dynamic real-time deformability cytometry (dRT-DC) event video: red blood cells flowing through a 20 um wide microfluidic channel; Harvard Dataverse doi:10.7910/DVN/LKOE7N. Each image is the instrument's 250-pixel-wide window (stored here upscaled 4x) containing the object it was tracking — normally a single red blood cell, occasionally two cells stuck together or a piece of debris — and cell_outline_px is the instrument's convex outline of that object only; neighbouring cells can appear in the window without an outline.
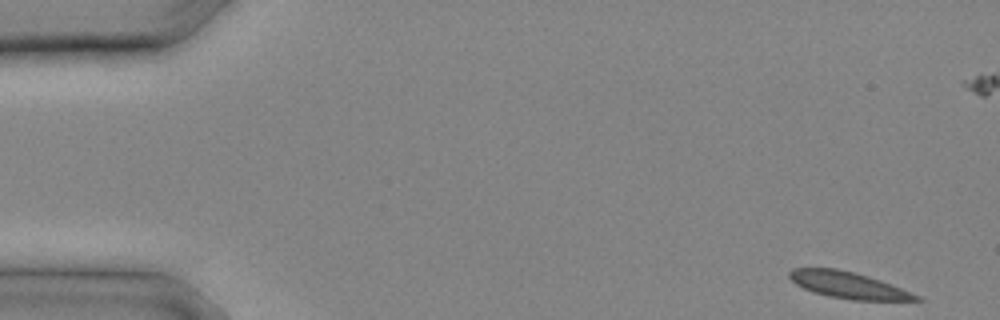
{"species": "common noctule bat (a hibernating species)", "species_latin": "Nyctalus noctula", "temperature_condition": "cold", "stored_images_in_passage": 13, "camera_frame_rate_fps": 3000, "um_per_image_px": 0.085, "animal": {"sex": "male", "body_mass_g": 20.4}, "frame": {"image": 1, "passage_image": 1, "time_ms": 0.0, "image_size_px": [1000, 320], "cell_outline_px": [[924, 300], [852, 300], [828, 296], [812, 292], [796, 284], [788, 276], [788, 272], [792, 268], [836, 268], [856, 272], [880, 280], [920, 296]], "centroid_in_image_um": [72.06, 24.22], "position_along_channel_um": 12.9, "area_um2": 19.48}}